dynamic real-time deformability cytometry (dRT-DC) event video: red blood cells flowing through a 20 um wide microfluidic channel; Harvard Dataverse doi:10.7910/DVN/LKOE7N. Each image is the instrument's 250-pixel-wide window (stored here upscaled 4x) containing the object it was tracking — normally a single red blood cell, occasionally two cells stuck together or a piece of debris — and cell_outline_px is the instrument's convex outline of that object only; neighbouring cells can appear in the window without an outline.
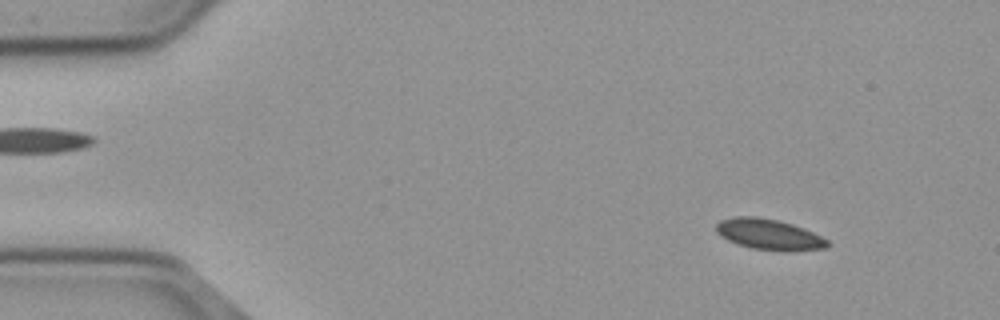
{"species": "common noctule bat (a hibernating species)", "species_latin": "Nyctalus noctula", "temperature_condition": "cold", "stored_images_in_passage": 56, "camera_frame_rate_fps": 3000, "um_per_image_px": 0.085, "animal": {"sex": "male", "body_mass_g": 23.1, "forearm_length_mm": 52.7}, "frame": {"image": 1, "passage_image": 6, "time_ms": 1.667, "image_size_px": [1000, 320], "cell_outline_px": [[832, 244], [828, 248], [784, 252], [752, 248], [736, 244], [720, 236], [716, 232], [716, 224], [720, 220], [732, 216], [756, 216], [776, 220], [792, 224], [804, 228], [828, 240]], "centroid_in_image_um": [65.37, 19.93], "position_along_channel_um": 19.6, "area_um2": 20.23}}
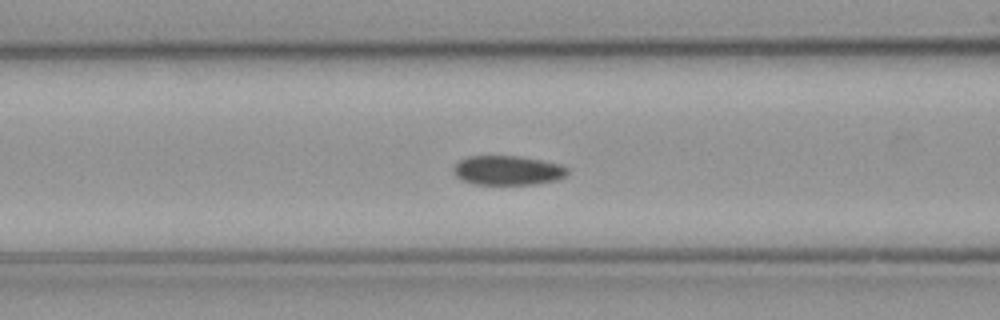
{"frame": {"image": 2, "passage_image": 22, "time_ms": 7.0, "image_size_px": [1000, 320], "cell_outline_px": [[568, 176], [556, 180], [536, 184], [472, 184], [460, 180], [452, 172], [452, 168], [460, 160], [468, 156], [520, 156], [560, 164], [568, 168]], "centroid_in_image_um": [43.14, 14.49], "position_along_channel_um": 123.5, "area_um2": 19.71}}
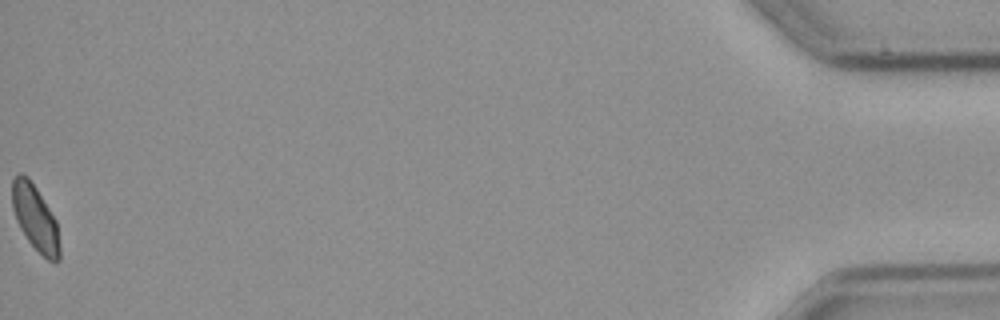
{"frame": {"image": 3, "passage_image": 56, "time_ms": 18.333, "image_size_px": [1000, 320], "cell_outline_px": [[60, 260], [48, 260], [28, 240], [20, 228], [16, 220], [12, 208], [12, 180], [20, 172], [28, 176], [36, 188], [56, 220], [60, 244]], "centroid_in_image_um": [2.99, 18.5], "position_along_channel_um": 432.2, "area_um2": 17.92}, "authors_computed_cell_mechanics": {"area_um2": 19.7387, "velocity_mm_per_s": 3.6682, "shape_relaxation_time_tau1_ms": 6.2489, "shape_relaxation_time_tau2_ms": 2.9204, "deformation_change_tau1": 0.0856, "deformation_change_tau2": 0.0617}}